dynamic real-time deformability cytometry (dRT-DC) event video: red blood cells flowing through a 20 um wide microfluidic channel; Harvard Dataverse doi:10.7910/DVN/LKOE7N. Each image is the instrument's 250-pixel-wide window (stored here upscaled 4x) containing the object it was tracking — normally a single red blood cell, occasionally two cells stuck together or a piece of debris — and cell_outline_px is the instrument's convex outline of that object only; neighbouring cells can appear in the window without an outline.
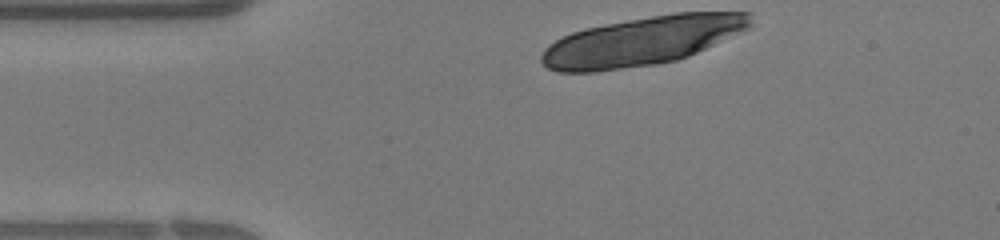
{"species": "human", "species_latin": "Homo sapiens", "temperature_condition": "warm", "stored_images_in_passage": 5, "camera_frame_rate_fps": 3000, "um_per_image_px": 0.085, "donor": {"sex": "female"}, "frame": {"image": 1, "passage_image": 1, "time_ms": 0.0, "image_size_px": [1000, 240], "cell_outline_px": [[752, 28], [688, 56], [676, 60], [656, 64], [596, 72], [556, 72], [548, 68], [540, 60], [540, 56], [544, 48], [548, 44], [572, 32], [584, 28], [628, 20], [676, 12], [752, 12]], "centroid_in_image_um": [54.61, 3.49], "position_along_channel_um": 30.4, "area_um2": 59.65}}